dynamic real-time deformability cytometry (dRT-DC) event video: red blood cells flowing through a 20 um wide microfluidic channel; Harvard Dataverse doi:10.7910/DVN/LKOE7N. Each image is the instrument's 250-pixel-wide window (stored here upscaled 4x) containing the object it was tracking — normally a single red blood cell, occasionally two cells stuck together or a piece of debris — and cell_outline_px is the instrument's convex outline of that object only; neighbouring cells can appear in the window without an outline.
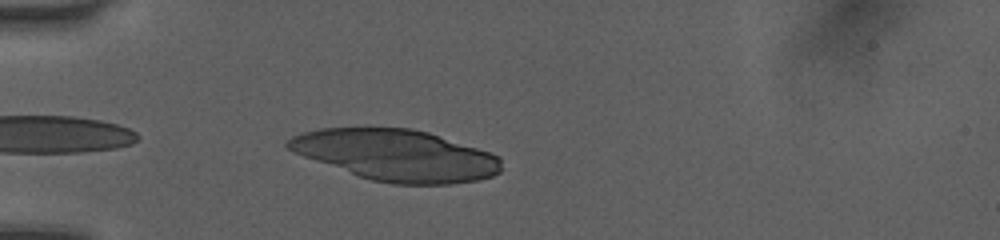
{"species": "human", "species_latin": "Homo sapiens", "temperature_condition": "room temperature", "stored_images_in_passage": 35, "camera_frame_rate_fps": 3000, "um_per_image_px": 0.085, "donor": {"sex": "female"}, "frame": {"image": 1, "passage_image": 2, "time_ms": 0.333, "image_size_px": [1000, 240], "cell_outline_px": [[500, 172], [492, 176], [476, 180], [448, 184], [392, 184], [372, 180], [360, 176], [292, 152], [284, 144], [292, 136], [304, 132], [320, 128], [412, 128], [428, 132], [500, 156]], "centroid_in_image_um": [33.66, 13.19], "position_along_channel_um": 51.3, "area_um2": 63.0}}